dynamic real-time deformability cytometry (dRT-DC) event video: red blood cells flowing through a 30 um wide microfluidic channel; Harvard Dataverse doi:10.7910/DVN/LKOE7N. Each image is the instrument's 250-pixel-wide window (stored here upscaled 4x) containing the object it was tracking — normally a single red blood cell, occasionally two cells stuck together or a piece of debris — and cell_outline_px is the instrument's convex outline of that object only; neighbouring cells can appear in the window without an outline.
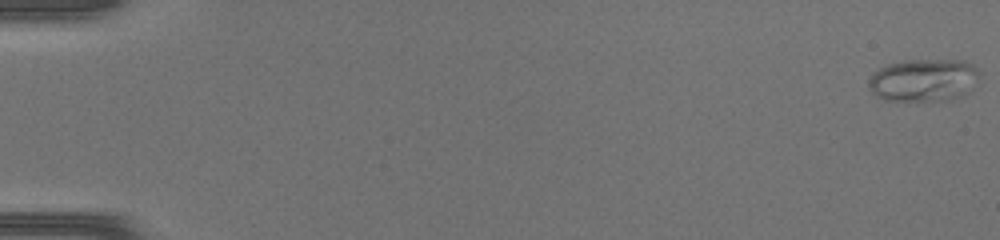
{"species": "common noctule bat (a hibernating species)", "species_latin": "Nyctalus noctula", "temperature_condition": "warm", "stored_images_in_passage": 48, "camera_frame_rate_fps": 3000, "um_per_image_px": 0.085, "animal": {"sex": "female", "body_mass_g": 17.0, "forearm_length_mm": 48.0}, "frame": {"image": 1, "passage_image": 1, "time_ms": 0.0, "image_size_px": [1000, 240], "cell_outline_px": [[980, 72], [968, 92], [964, 96], [948, 100], [884, 100], [876, 96], [868, 88], [868, 80], [872, 72], [888, 64], [904, 60], [964, 60], [972, 64]], "centroid_in_image_um": [78.48, 6.8], "position_along_channel_um": 6.5, "area_um2": 27.63}}
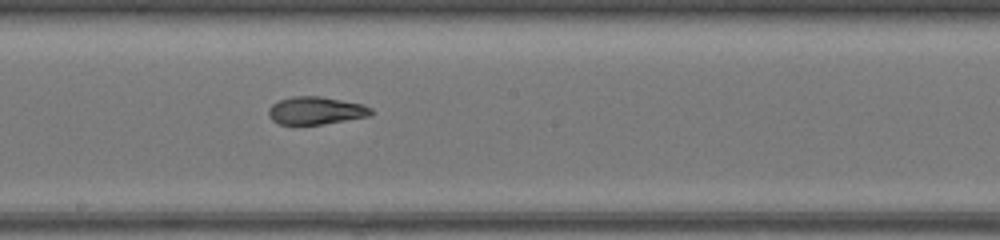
{"frame": {"image": 2, "passage_image": 28, "time_ms": 9.0, "image_size_px": [1000, 240], "cell_outline_px": [[376, 112], [372, 116], [320, 124], [280, 124], [272, 120], [268, 112], [268, 108], [272, 104], [280, 100], [292, 96], [320, 96], [364, 104], [372, 108]], "centroid_in_image_um": [26.9, 9.39], "position_along_channel_um": 221.3, "area_um2": 16.65}}
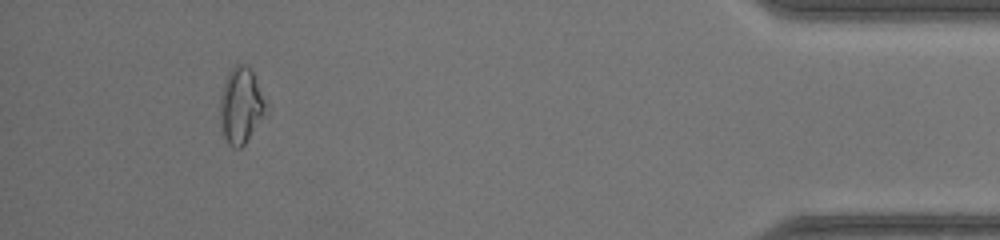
{"frame": {"image": 3, "passage_image": 45, "time_ms": 14.667, "image_size_px": [1000, 240], "cell_outline_px": [[268, 112], [244, 144], [240, 148], [232, 148], [228, 144], [220, 128], [220, 96], [224, 80], [228, 72], [236, 64], [244, 64], [252, 68], [264, 100]], "centroid_in_image_um": [20.46, 8.97], "position_along_channel_um": 414.7, "area_um2": 20.52}}